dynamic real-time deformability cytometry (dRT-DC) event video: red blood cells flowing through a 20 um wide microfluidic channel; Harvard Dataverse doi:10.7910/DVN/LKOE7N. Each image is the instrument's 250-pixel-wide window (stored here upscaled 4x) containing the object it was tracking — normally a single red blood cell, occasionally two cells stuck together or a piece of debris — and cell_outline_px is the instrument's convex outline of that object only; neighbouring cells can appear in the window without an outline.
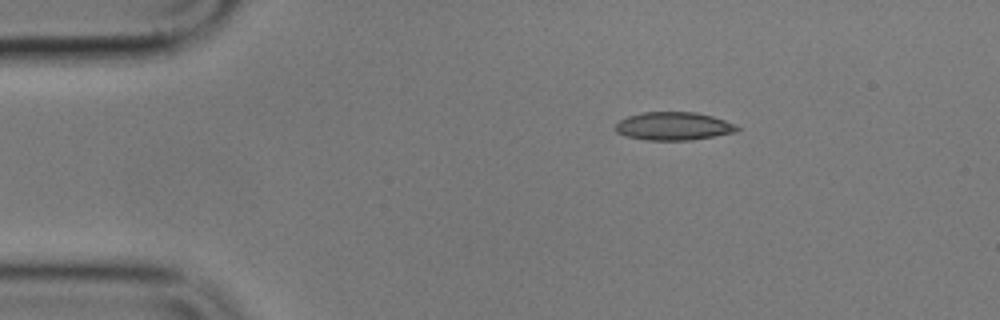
{"species": "common noctule bat (a hibernating species)", "species_latin": "Nyctalus noctula", "temperature_condition": "cold", "stored_images_in_passage": 3, "camera_frame_rate_fps": 3000, "um_per_image_px": 0.085, "animal": {"sex": "male", "body_mass_g": 17.9}, "frame": {"image": 1, "passage_image": 1, "time_ms": 0.0, "image_size_px": [1000, 320], "cell_outline_px": [[740, 128], [736, 132], [692, 140], [644, 140], [624, 136], [616, 132], [616, 124], [620, 120], [628, 116], [644, 112], [696, 112], [712, 116], [736, 124]], "centroid_in_image_um": [57.25, 10.73], "position_along_channel_um": 27.8, "area_um2": 20.0}}